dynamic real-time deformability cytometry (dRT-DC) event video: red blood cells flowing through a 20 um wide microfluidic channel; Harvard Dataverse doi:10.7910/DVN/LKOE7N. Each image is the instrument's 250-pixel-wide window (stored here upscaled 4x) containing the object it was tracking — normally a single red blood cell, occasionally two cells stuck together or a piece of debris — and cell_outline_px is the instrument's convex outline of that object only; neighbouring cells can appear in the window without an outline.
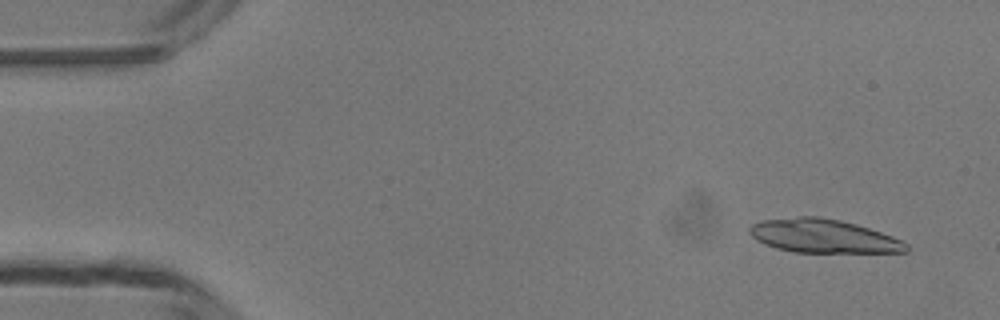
{"species": "common noctule bat (a hibernating species)", "species_latin": "Nyctalus noctula", "temperature_condition": "room temperature", "stored_images_in_passage": 36, "camera_frame_rate_fps": 3000, "um_per_image_px": 0.085, "animal": {"sex": "male", "body_mass_g": 13.3}, "frame": {"image": 1, "passage_image": 3, "time_ms": 0.667, "image_size_px": [1000, 320], "cell_outline_px": [[908, 252], [796, 252], [776, 248], [764, 244], [756, 240], [748, 232], [748, 228], [752, 224], [760, 220], [800, 216], [820, 216], [840, 220], [856, 224], [892, 236], [908, 244]], "centroid_in_image_um": [69.93, 20.05], "position_along_channel_um": 15.1, "area_um2": 30.69}}
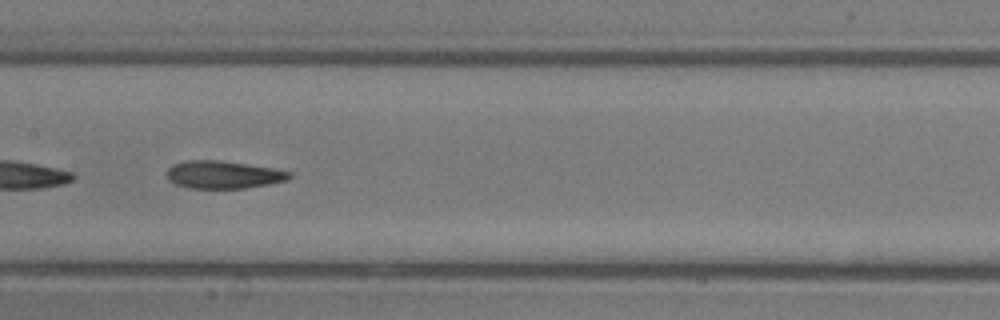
{"frame": {"image": 2, "passage_image": 24, "time_ms": 7.667, "image_size_px": [1000, 320], "cell_outline_px": [[292, 176], [288, 180], [268, 184], [244, 188], [188, 188], [176, 184], [168, 180], [168, 168], [172, 164], [188, 160], [216, 160], [276, 168], [292, 172]], "centroid_in_image_um": [19.0, 14.84], "position_along_channel_um": 188.4, "area_um2": 19.77}}
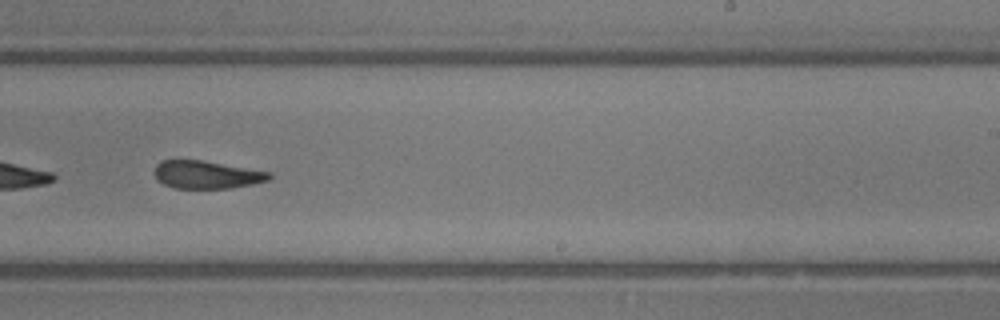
{"frame": {"image": 3, "passage_image": 30, "time_ms": 9.667, "image_size_px": [1000, 320], "cell_outline_px": [[272, 176], [268, 180], [252, 184], [228, 188], [172, 188], [156, 180], [156, 164], [160, 160], [200, 160], [272, 172]], "centroid_in_image_um": [17.56, 14.85], "position_along_channel_um": 271.4, "area_um2": 18.5}}